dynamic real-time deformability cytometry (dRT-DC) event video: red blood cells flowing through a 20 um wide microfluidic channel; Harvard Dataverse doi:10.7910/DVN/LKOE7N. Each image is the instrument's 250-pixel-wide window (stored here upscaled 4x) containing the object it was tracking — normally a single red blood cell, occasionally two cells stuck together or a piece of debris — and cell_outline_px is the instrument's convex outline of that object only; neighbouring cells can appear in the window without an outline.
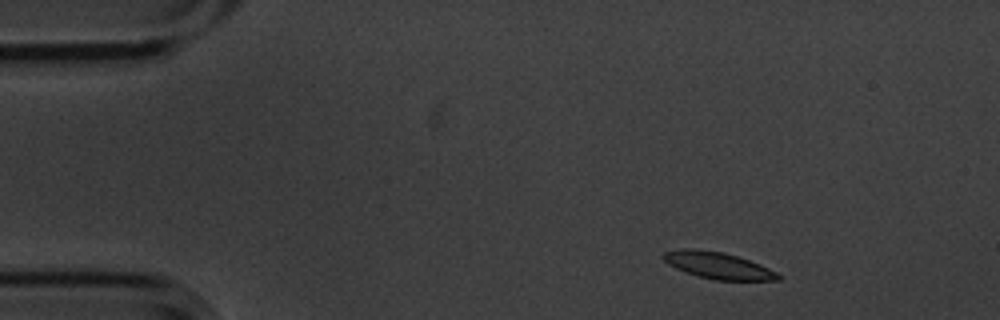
{"species": "common noctule bat (a hibernating species)", "species_latin": "Nyctalus noctula", "temperature_condition": "cold", "stored_images_in_passage": 6, "camera_frame_rate_fps": 3000, "um_per_image_px": 0.085, "animal": {"sex": "male", "body_mass_g": 20.1, "forearm_length_mm": 53.5}, "frame": {"image": 1, "passage_image": 1, "time_ms": 0.0, "image_size_px": [1000, 320], "cell_outline_px": [[780, 280], [712, 280], [696, 276], [684, 272], [668, 264], [660, 256], [664, 252], [684, 248], [692, 248], [724, 252], [760, 264], [776, 272], [780, 276]], "centroid_in_image_um": [60.97, 22.56], "position_along_channel_um": 24.0, "area_um2": 17.86}}
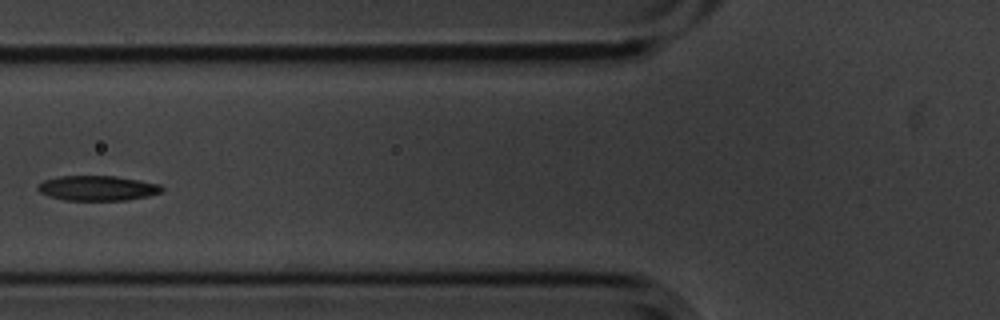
{"frame": {"image": 2, "passage_image": 5, "time_ms": 1.333, "image_size_px": [1000, 320], "cell_outline_px": [[164, 188], [160, 192], [148, 196], [128, 200], [64, 200], [48, 196], [40, 192], [36, 188], [44, 180], [60, 176], [116, 176], [140, 180], [160, 184]], "centroid_in_image_um": [8.29, 15.99], "position_along_channel_um": 117.5, "area_um2": 18.03}}
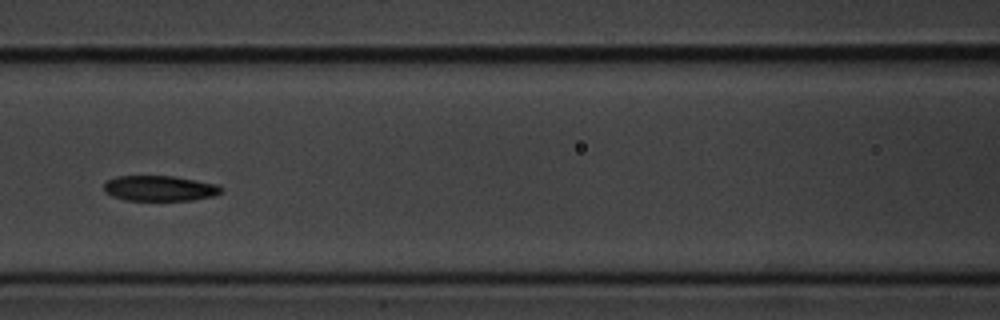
{"frame": {"image": 3, "passage_image": 6, "time_ms": 1.667, "image_size_px": [1000, 320], "cell_outline_px": [[224, 192], [216, 196], [192, 200], [124, 200], [112, 196], [104, 192], [104, 180], [116, 176], [172, 176], [220, 184], [224, 188]], "centroid_in_image_um": [13.61, 16.0], "position_along_channel_um": 153.0, "area_um2": 17.74}}